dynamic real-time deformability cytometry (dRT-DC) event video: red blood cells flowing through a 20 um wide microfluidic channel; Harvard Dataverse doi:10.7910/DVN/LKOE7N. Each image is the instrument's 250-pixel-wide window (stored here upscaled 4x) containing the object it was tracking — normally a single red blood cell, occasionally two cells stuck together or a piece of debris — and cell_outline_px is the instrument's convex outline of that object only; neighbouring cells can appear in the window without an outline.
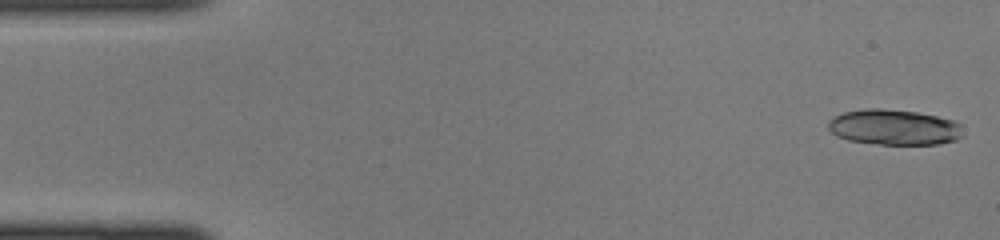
{"species": "common noctule bat (a hibernating species)", "species_latin": "Nyctalus noctula", "temperature_condition": "cold", "stored_images_in_passage": 32, "camera_frame_rate_fps": 3000, "um_per_image_px": 0.085, "animal": {"sex": "female", "body_mass_g": 22.0, "forearm_length_mm": 56.7}, "frame": {"image": 1, "passage_image": 1, "time_ms": 0.0, "image_size_px": [1000, 240], "cell_outline_px": [[964, 136], [956, 140], [936, 144], [880, 144], [848, 140], [836, 136], [828, 128], [828, 120], [832, 116], [844, 112], [864, 108], [880, 108], [916, 112], [936, 116], [952, 120], [960, 124]], "centroid_in_image_um": [75.97, 10.81], "position_along_channel_um": 9.0, "area_um2": 27.98}}
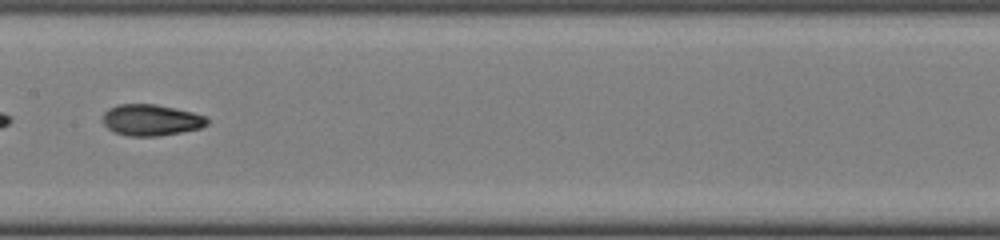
{"frame": {"image": 2, "passage_image": 22, "time_ms": 7.0, "image_size_px": [1000, 240], "cell_outline_px": [[208, 124], [200, 128], [160, 136], [128, 136], [112, 132], [104, 124], [104, 112], [108, 108], [120, 104], [156, 104], [192, 112], [208, 116]], "centroid_in_image_um": [12.85, 10.2], "position_along_channel_um": 194.6, "area_um2": 19.07}}
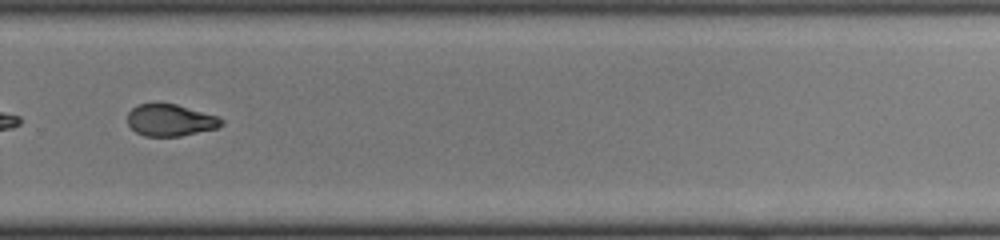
{"frame": {"image": 3, "passage_image": 30, "time_ms": 9.667, "image_size_px": [1000, 240], "cell_outline_px": [[224, 124], [216, 128], [180, 136], [144, 136], [136, 132], [128, 124], [128, 112], [132, 108], [140, 104], [156, 100], [176, 104], [216, 116], [224, 120]], "centroid_in_image_um": [14.44, 10.18], "position_along_channel_um": 315.4, "area_um2": 17.69}}